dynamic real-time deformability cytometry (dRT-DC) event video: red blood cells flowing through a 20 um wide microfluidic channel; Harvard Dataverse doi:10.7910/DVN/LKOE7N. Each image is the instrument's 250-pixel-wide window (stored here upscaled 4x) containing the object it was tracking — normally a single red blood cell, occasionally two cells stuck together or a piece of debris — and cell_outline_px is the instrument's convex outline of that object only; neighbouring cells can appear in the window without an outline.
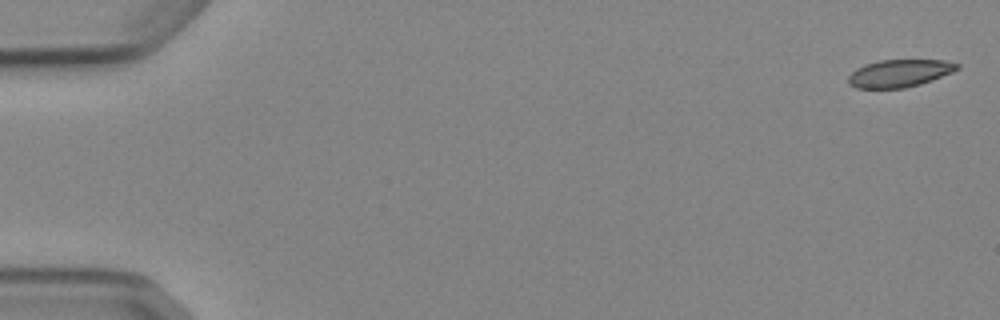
{"species": "Egyptian fruit bat (a non-hibernating species)", "species_latin": "Rousettus aegyptiacus", "temperature_condition": "cold", "stored_images_in_passage": 6, "camera_frame_rate_fps": 3000, "um_per_image_px": 0.085, "animal": {"sex": "female"}, "frame": {"image": 1, "passage_image": 1, "time_ms": 0.0, "image_size_px": [1000, 320], "cell_outline_px": [[960, 68], [952, 72], [932, 80], [920, 84], [904, 88], [856, 88], [848, 84], [848, 76], [856, 68], [864, 64], [880, 60], [944, 60], [960, 64]], "centroid_in_image_um": [76.44, 6.22], "position_along_channel_um": 8.6, "area_um2": 17.51}}
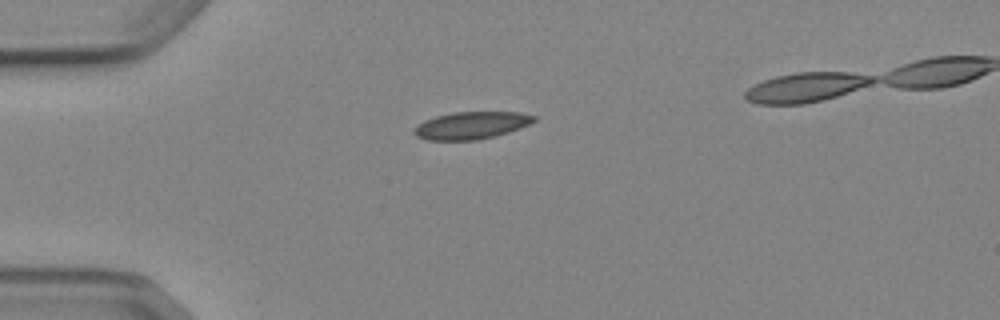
{"frame": {"image": 2, "passage_image": 4, "time_ms": 4.333, "image_size_px": [1000, 320], "cell_outline_px": [[536, 120], [520, 128], [496, 136], [476, 140], [424, 140], [416, 136], [412, 132], [424, 120], [436, 116], [452, 112], [520, 112], [536, 116]], "centroid_in_image_um": [40.06, 10.66], "position_along_channel_um": 44.9, "area_um2": 19.07}}
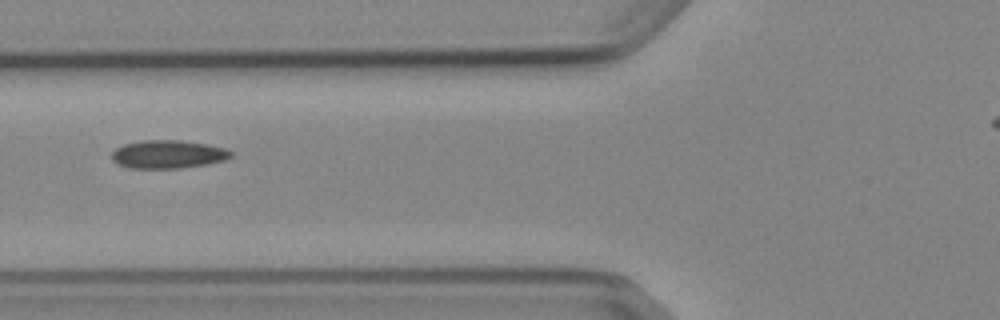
{"frame": {"image": 3, "passage_image": 6, "time_ms": 6.667, "image_size_px": [1000, 320], "cell_outline_px": [[232, 156], [224, 160], [208, 164], [180, 168], [128, 168], [116, 164], [112, 160], [112, 152], [116, 148], [124, 144], [140, 140], [180, 140], [208, 144], [224, 148], [232, 152]], "centroid_in_image_um": [14.25, 13.11], "position_along_channel_um": 111.5, "area_um2": 19.71}}